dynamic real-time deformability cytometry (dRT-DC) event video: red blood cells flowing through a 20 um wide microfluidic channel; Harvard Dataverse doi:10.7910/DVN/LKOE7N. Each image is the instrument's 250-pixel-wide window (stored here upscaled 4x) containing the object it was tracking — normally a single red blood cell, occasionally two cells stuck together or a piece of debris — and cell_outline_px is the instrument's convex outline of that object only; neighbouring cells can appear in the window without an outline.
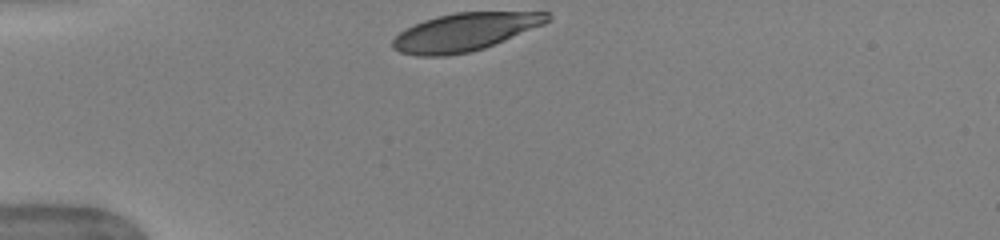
{"species": "human", "species_latin": "Homo sapiens", "temperature_condition": "warm", "stored_images_in_passage": 31, "camera_frame_rate_fps": 3000, "um_per_image_px": 0.085, "donor": {"sex": "female"}, "frame": {"image": 1, "passage_image": 1, "time_ms": 0.0, "image_size_px": [1000, 240], "cell_outline_px": [[552, 20], [544, 24], [484, 48], [472, 52], [448, 56], [416, 56], [400, 52], [392, 48], [392, 40], [400, 32], [424, 20], [436, 16], [456, 12], [548, 12], [552, 16]], "centroid_in_image_um": [39.51, 2.73], "position_along_channel_um": 45.5, "area_um2": 34.1}}
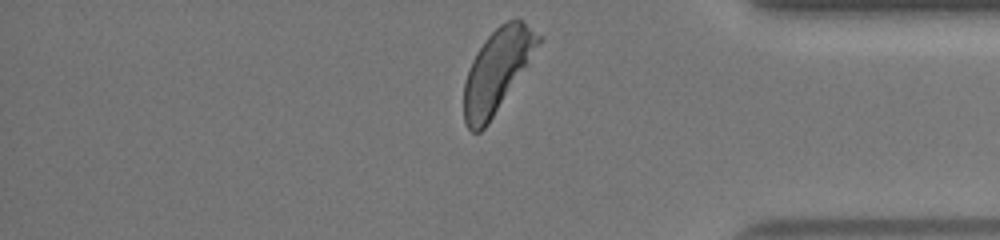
{"frame": {"image": 2, "passage_image": 31, "time_ms": 10.0, "image_size_px": [1000, 240], "cell_outline_px": [[544, 36], [488, 124], [480, 132], [472, 132], [468, 128], [464, 120], [464, 84], [472, 60], [484, 40], [500, 24], [516, 16]], "centroid_in_image_um": [42.24, 5.96], "position_along_channel_um": 393.0, "area_um2": 34.97}, "authors_computed_cell_mechanics": {"area_um2": 36.4718, "velocity_mm_per_s": 3.9241, "shape_relaxation_time_tau1_ms": 3.4874, "shape_relaxation_time_tau2_ms": null, "deformation_change_tau1": 0.1834, "deformation_change_tau2": null}}